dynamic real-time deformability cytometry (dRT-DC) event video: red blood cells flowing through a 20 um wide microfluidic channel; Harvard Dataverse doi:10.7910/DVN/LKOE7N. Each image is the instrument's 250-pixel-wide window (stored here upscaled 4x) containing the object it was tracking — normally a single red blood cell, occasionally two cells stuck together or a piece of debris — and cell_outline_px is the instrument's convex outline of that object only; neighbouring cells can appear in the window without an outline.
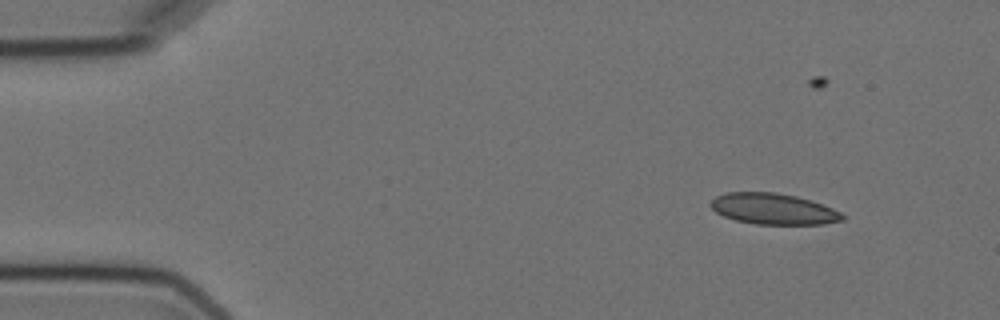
{"species": "Egyptian fruit bat (a non-hibernating species)", "species_latin": "Rousettus aegyptiacus", "temperature_condition": "cold", "stored_images_in_passage": 4, "camera_frame_rate_fps": 3000, "um_per_image_px": 0.085, "animal": {"sex": "female"}, "frame": {"image": 1, "passage_image": 1, "time_ms": 0.0, "image_size_px": [1000, 320], "cell_outline_px": [[844, 220], [824, 224], [756, 224], [736, 220], [724, 216], [716, 212], [708, 204], [716, 196], [724, 192], [776, 192], [796, 196], [832, 208], [840, 212], [844, 216]], "centroid_in_image_um": [65.7, 17.75], "position_along_channel_um": 19.3, "area_um2": 23.7}}
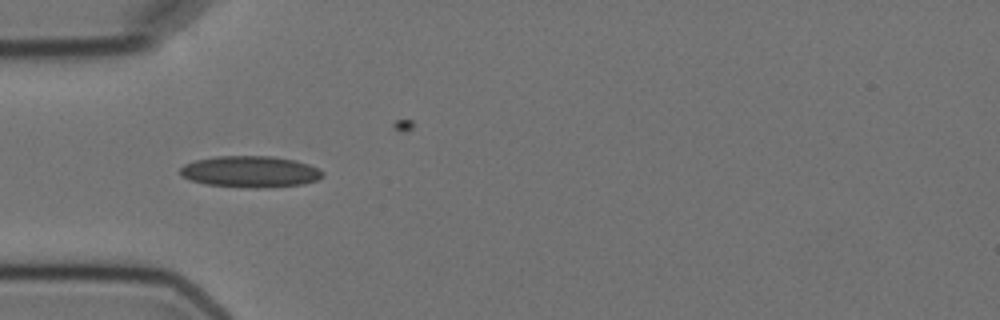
{"frame": {"image": 2, "passage_image": 3, "time_ms": 3.667, "image_size_px": [1000, 320], "cell_outline_px": [[324, 176], [316, 180], [304, 184], [264, 188], [252, 188], [204, 184], [188, 180], [180, 176], [180, 168], [184, 164], [196, 160], [216, 156], [272, 156], [296, 160], [308, 164], [324, 172]], "centroid_in_image_um": [21.25, 14.6], "position_along_channel_um": 63.8, "area_um2": 26.3}}
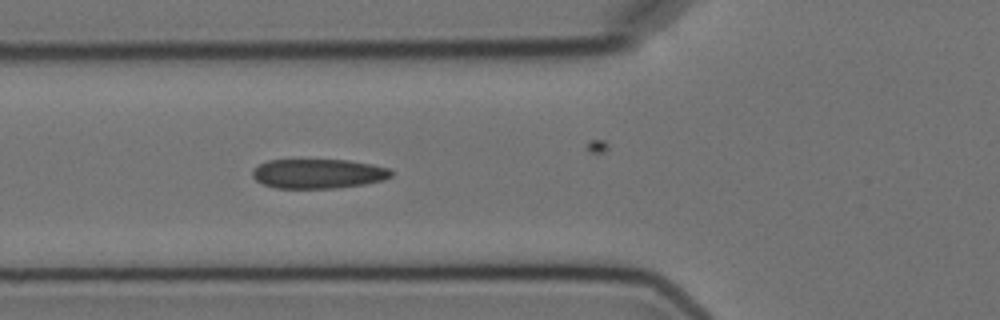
{"frame": {"image": 3, "passage_image": 4, "time_ms": 4.667, "image_size_px": [1000, 320], "cell_outline_px": [[392, 176], [384, 180], [364, 184], [336, 188], [276, 188], [264, 184], [256, 180], [252, 176], [252, 168], [268, 160], [348, 160], [372, 164], [392, 168]], "centroid_in_image_um": [27.07, 14.76], "position_along_channel_um": 98.7, "area_um2": 23.99}}